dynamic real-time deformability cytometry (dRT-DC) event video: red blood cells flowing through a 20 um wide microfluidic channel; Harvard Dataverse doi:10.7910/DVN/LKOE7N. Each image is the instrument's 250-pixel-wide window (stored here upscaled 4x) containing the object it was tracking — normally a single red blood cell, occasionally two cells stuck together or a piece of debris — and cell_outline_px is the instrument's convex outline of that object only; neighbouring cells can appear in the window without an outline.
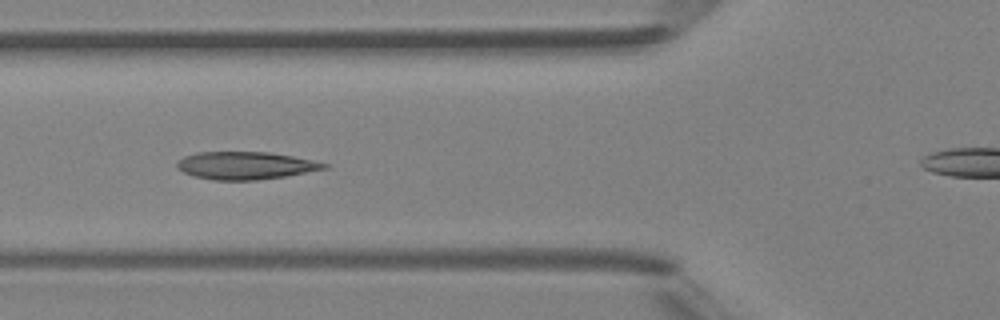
{"species": "Egyptian fruit bat (a non-hibernating species)", "species_latin": "Rousettus aegyptiacus", "temperature_condition": "room temperature", "stored_images_in_passage": 5, "camera_frame_rate_fps": 3000, "um_per_image_px": 0.085, "animal": {"sex": "female"}, "frame": {"image": 1, "passage_image": 4, "time_ms": 4.333, "image_size_px": [1000, 320], "cell_outline_px": [[328, 168], [284, 176], [256, 180], [212, 180], [192, 176], [176, 168], [176, 164], [184, 156], [196, 152], [268, 152], [292, 156], [312, 160], [328, 164]], "centroid_in_image_um": [20.82, 14.07], "position_along_channel_um": 105.0, "area_um2": 23.58}}
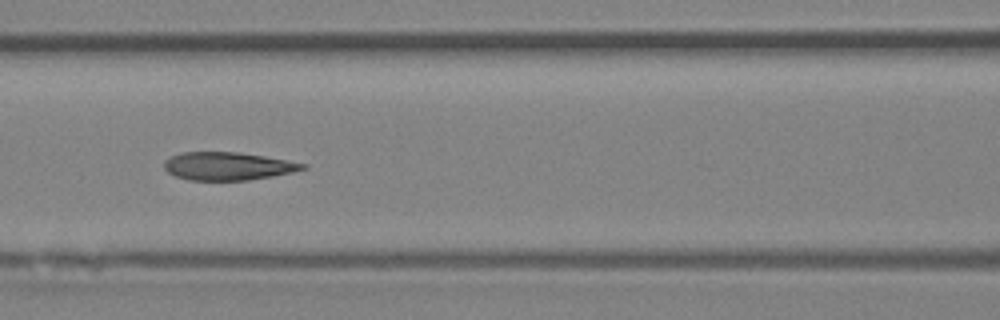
{"frame": {"image": 2, "passage_image": 5, "time_ms": 5.333, "image_size_px": [1000, 320], "cell_outline_px": [[308, 168], [292, 172], [272, 176], [248, 180], [188, 180], [176, 176], [168, 172], [164, 168], [164, 160], [180, 152], [236, 152], [264, 156], [308, 164]], "centroid_in_image_um": [19.36, 14.12], "position_along_channel_um": 147.2, "area_um2": 22.54}}